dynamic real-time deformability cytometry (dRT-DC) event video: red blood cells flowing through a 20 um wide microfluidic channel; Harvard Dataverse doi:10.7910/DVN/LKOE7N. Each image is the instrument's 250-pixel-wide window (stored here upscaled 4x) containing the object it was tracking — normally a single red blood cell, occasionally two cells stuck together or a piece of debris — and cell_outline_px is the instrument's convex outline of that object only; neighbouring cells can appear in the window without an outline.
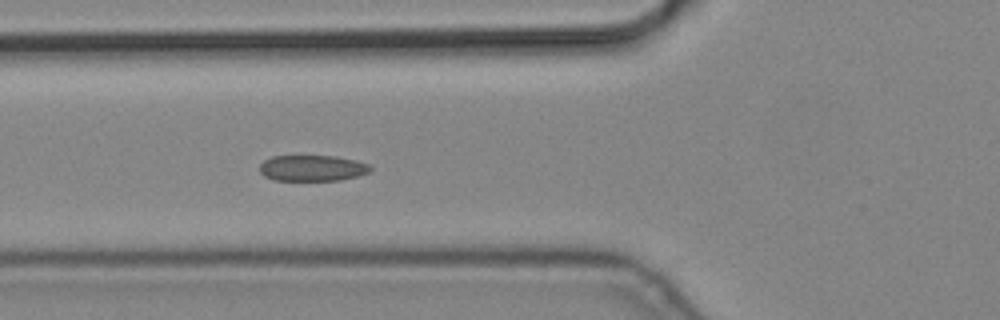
{"species": "common noctule bat (a hibernating species)", "species_latin": "Nyctalus noctula", "temperature_condition": "cold", "stored_images_in_passage": 7, "camera_frame_rate_fps": 3000, "um_per_image_px": 0.085, "animal": {"sex": "male", "body_mass_g": 19.2, "forearm_length_mm": 51.8}, "frame": {"image": 1, "passage_image": 7, "time_ms": 2.0, "image_size_px": [1000, 320], "cell_outline_px": [[372, 168], [368, 172], [356, 176], [340, 180], [272, 180], [264, 176], [260, 172], [260, 164], [264, 160], [272, 156], [336, 156], [356, 160], [368, 164]], "centroid_in_image_um": [26.52, 14.28], "position_along_channel_um": 99.3, "area_um2": 16.7}}